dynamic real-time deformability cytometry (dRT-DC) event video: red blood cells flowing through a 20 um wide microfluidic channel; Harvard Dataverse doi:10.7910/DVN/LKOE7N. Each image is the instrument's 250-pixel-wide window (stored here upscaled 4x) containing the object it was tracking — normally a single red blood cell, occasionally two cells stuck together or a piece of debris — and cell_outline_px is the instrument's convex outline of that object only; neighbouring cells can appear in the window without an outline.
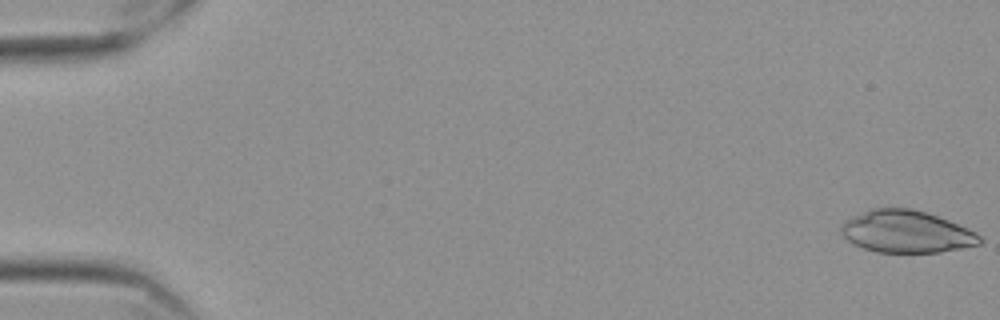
{"species": "Egyptian fruit bat (a non-hibernating species)", "species_latin": "Rousettus aegyptiacus", "temperature_condition": "cold", "stored_images_in_passage": 58, "camera_frame_rate_fps": 3000, "um_per_image_px": 0.085, "frame": {"image": 1, "passage_image": 1, "time_ms": 0.0, "image_size_px": [1000, 320], "cell_outline_px": [[984, 240], [980, 244], [940, 252], [876, 252], [864, 248], [848, 240], [840, 232], [840, 228], [848, 220], [868, 208], [912, 208], [948, 220], [976, 232]], "centroid_in_image_um": [77.06, 19.69], "position_along_channel_um": 7.9, "area_um2": 33.7}}